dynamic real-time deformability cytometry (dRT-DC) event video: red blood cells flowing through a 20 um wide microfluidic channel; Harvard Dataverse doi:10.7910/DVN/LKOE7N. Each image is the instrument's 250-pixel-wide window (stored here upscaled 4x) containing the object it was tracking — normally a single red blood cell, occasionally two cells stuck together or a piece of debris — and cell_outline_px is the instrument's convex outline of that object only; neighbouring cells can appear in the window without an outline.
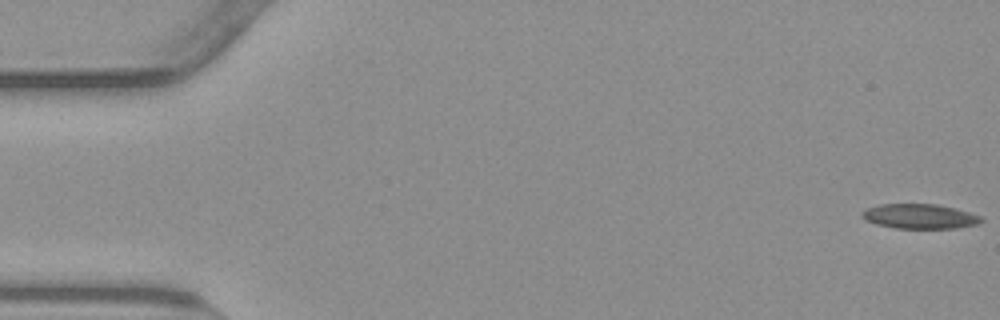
{"species": "common noctule bat (a hibernating species)", "species_latin": "Nyctalus noctula", "temperature_condition": "warm", "stored_images_in_passage": 55, "camera_frame_rate_fps": 3000, "um_per_image_px": 0.085, "animal": {"sex": "male", "body_mass_g": 23.1, "forearm_length_mm": 52.7}, "frame": {"image": 1, "passage_image": 1, "time_ms": 0.0, "image_size_px": [1000, 320], "cell_outline_px": [[984, 220], [976, 224], [956, 228], [896, 228], [876, 224], [864, 220], [860, 216], [860, 212], [864, 208], [880, 204], [936, 204], [956, 208], [980, 216]], "centroid_in_image_um": [78.1, 18.38], "position_along_channel_um": 6.9, "area_um2": 17.28}}
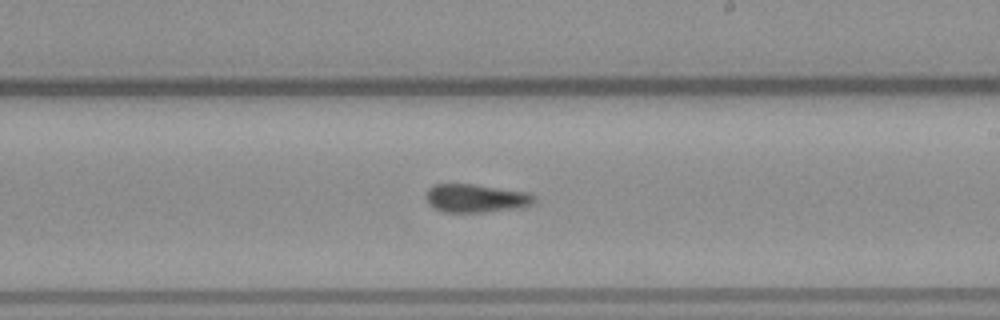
{"frame": {"image": 2, "passage_image": 32, "time_ms": 10.333, "image_size_px": [1000, 320], "cell_outline_px": [[536, 204], [520, 208], [480, 212], [444, 212], [428, 204], [424, 196], [428, 188], [432, 184], [476, 184], [532, 192], [536, 196]], "centroid_in_image_um": [40.51, 16.83], "position_along_channel_um": 248.5, "area_um2": 18.38}}
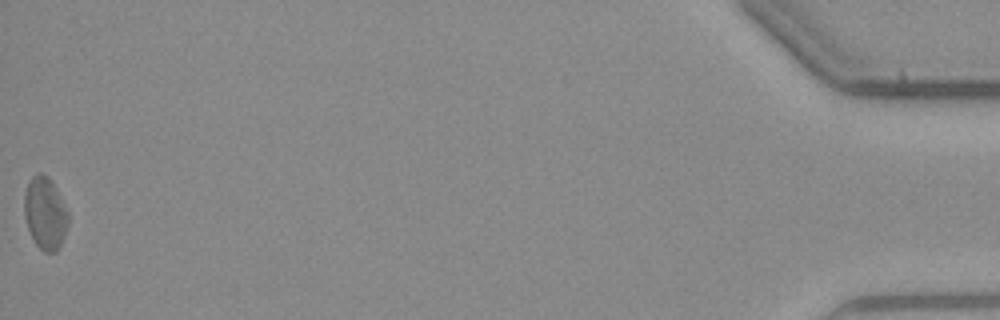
{"frame": {"image": 3, "passage_image": 55, "time_ms": 18.0, "image_size_px": [1000, 320], "cell_outline_px": [[68, 224], [64, 236], [56, 252], [44, 252], [36, 244], [28, 228], [24, 216], [24, 192], [28, 180], [36, 172], [40, 172], [48, 176], [56, 188], [68, 212]], "centroid_in_image_um": [3.82, 18.08], "position_along_channel_um": 431.4, "area_um2": 18.55}}